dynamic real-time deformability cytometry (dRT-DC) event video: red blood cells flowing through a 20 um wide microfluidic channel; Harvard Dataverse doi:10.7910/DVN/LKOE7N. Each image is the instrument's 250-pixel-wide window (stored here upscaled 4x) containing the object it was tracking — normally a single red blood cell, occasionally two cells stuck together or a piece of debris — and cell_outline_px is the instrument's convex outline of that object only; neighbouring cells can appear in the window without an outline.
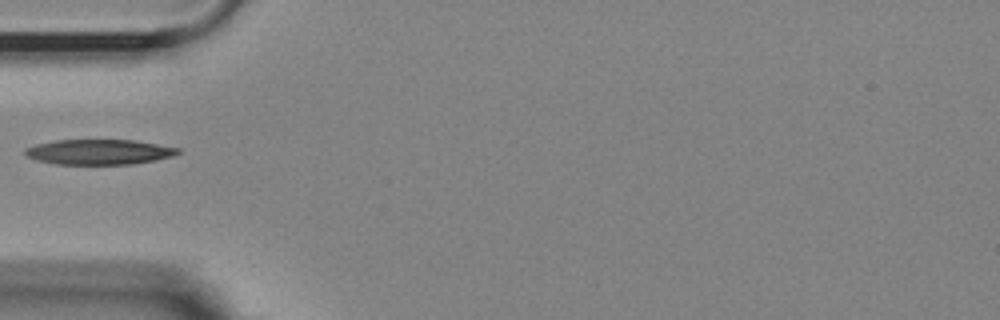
{"species": "Egyptian fruit bat (a non-hibernating species)", "species_latin": "Rousettus aegyptiacus", "temperature_condition": "room temperature", "stored_images_in_passage": 17, "camera_frame_rate_fps": 3000, "um_per_image_px": 0.085, "animal": {"sex": "female"}, "frame": {"image": 1, "passage_image": 1, "time_ms": 0.0, "image_size_px": [1000, 320], "cell_outline_px": [[180, 152], [172, 156], [156, 160], [132, 164], [56, 164], [36, 160], [28, 156], [24, 152], [24, 148], [36, 144], [56, 140], [132, 140], [180, 148]], "centroid_in_image_um": [8.4, 12.91], "position_along_channel_um": 76.6, "area_um2": 22.31}}
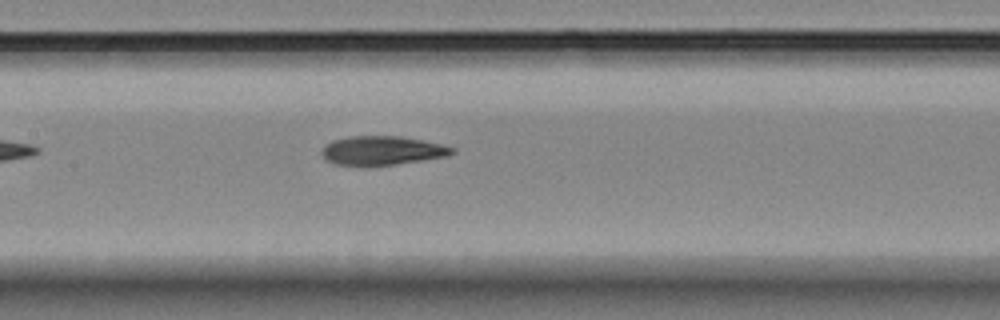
{"frame": {"image": 2, "passage_image": 9, "time_ms": 2.667, "image_size_px": [1000, 320], "cell_outline_px": [[456, 152], [448, 156], [396, 164], [368, 168], [336, 164], [328, 160], [320, 152], [324, 144], [332, 140], [348, 136], [400, 136], [440, 144], [456, 148]], "centroid_in_image_um": [32.44, 12.82], "position_along_channel_um": 175.0, "area_um2": 22.48}}
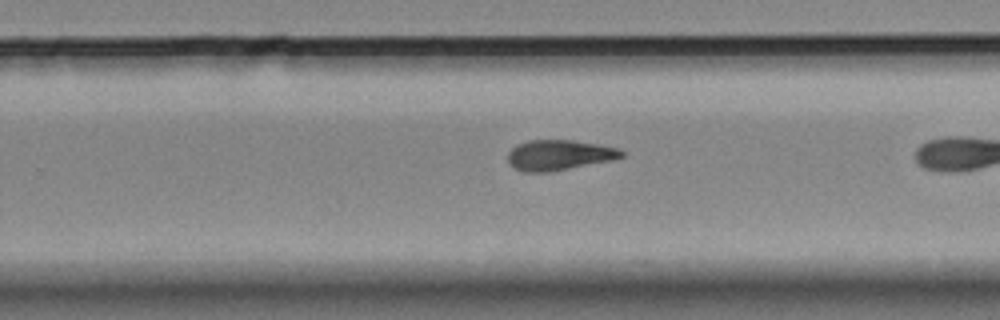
{"frame": {"image": 3, "passage_image": 15, "time_ms": 4.667, "image_size_px": [1000, 320], "cell_outline_px": [[624, 156], [616, 160], [548, 172], [524, 172], [508, 164], [508, 152], [516, 144], [528, 140], [572, 140], [600, 144], [620, 148], [624, 152]], "centroid_in_image_um": [47.56, 13.17], "position_along_channel_um": 282.2, "area_um2": 20.4}}